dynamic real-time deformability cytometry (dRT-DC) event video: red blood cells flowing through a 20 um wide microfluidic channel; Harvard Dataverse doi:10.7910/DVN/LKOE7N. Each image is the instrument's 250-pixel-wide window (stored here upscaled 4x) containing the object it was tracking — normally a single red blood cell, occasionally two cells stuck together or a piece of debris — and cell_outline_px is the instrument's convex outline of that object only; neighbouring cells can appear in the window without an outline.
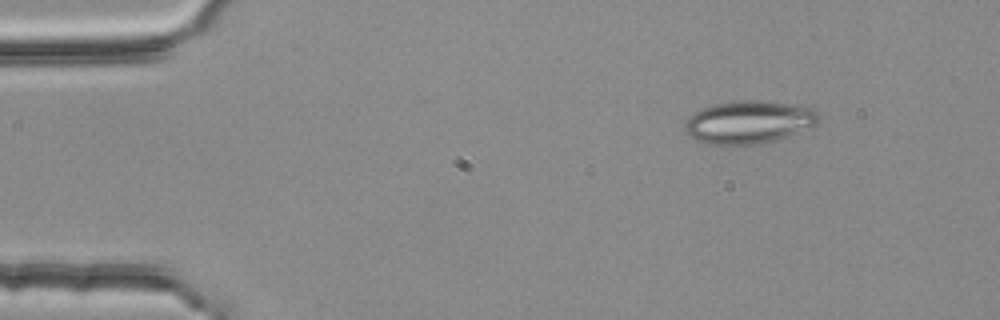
{"species": "common noctule bat (a hibernating species)", "species_latin": "Nyctalus noctula", "temperature_condition": "room temperature", "stored_images_in_passage": 4, "camera_frame_rate_fps": 3000, "um_per_image_px": 0.085, "animal": {"sex": "female", "body_mass_g": 25.1}, "frame": {"image": 1, "passage_image": 4, "time_ms": 1.0, "image_size_px": [1000, 320], "cell_outline_px": [[820, 120], [816, 124], [776, 140], [756, 144], [712, 144], [696, 140], [684, 128], [684, 124], [696, 112], [704, 108], [716, 104], [748, 100], [760, 100], [792, 104], [808, 108], [816, 112], [820, 116]], "centroid_in_image_um": [63.67, 10.38], "position_along_channel_um": 21.3, "area_um2": 32.48}}